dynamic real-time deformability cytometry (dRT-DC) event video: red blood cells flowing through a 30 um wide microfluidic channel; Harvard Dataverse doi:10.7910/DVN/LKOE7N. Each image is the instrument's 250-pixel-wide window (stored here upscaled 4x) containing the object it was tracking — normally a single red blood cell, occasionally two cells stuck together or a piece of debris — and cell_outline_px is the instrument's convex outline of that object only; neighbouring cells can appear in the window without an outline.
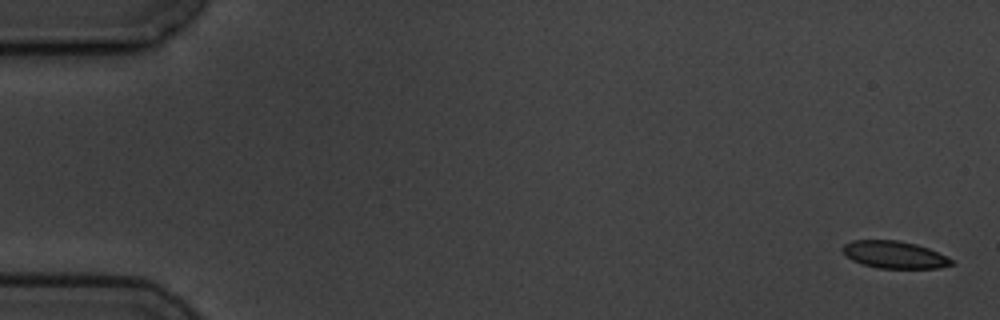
{"species": "common noctule bat (a hibernating species)", "species_latin": "Nyctalus noctula", "temperature_condition": "cold", "stored_images_in_passage": 5, "camera_frame_rate_fps": 3000, "um_per_image_px": 0.085, "animal": {"sex": "male", "body_mass_g": 19.5, "forearm_length_mm": 54.6}, "frame": {"image": 1, "passage_image": 1, "time_ms": 0.0, "image_size_px": [1000, 320], "cell_outline_px": [[956, 264], [940, 268], [880, 268], [860, 264], [852, 260], [840, 248], [844, 244], [852, 240], [896, 240], [916, 244], [928, 248], [952, 260]], "centroid_in_image_um": [76.0, 21.65], "position_along_channel_um": 9.0, "area_um2": 17.22}}
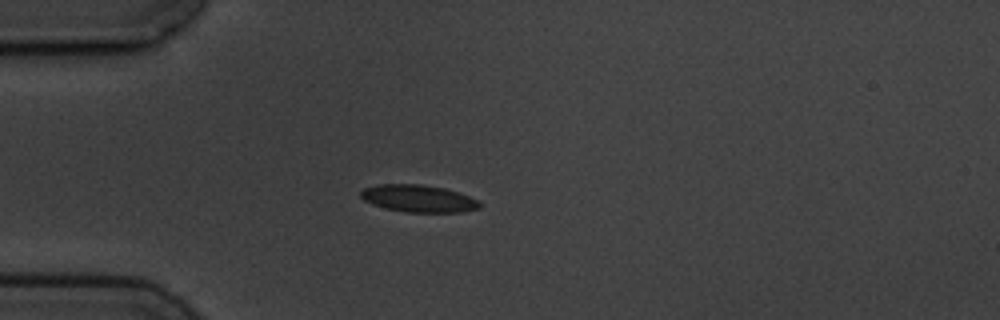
{"frame": {"image": 2, "passage_image": 5, "time_ms": 4.667, "image_size_px": [1000, 320], "cell_outline_px": [[480, 208], [464, 212], [408, 212], [384, 208], [372, 204], [364, 200], [360, 196], [360, 192], [364, 188], [380, 184], [420, 184], [444, 188], [480, 200]], "centroid_in_image_um": [35.57, 16.88], "position_along_channel_um": 49.4, "area_um2": 18.84}}